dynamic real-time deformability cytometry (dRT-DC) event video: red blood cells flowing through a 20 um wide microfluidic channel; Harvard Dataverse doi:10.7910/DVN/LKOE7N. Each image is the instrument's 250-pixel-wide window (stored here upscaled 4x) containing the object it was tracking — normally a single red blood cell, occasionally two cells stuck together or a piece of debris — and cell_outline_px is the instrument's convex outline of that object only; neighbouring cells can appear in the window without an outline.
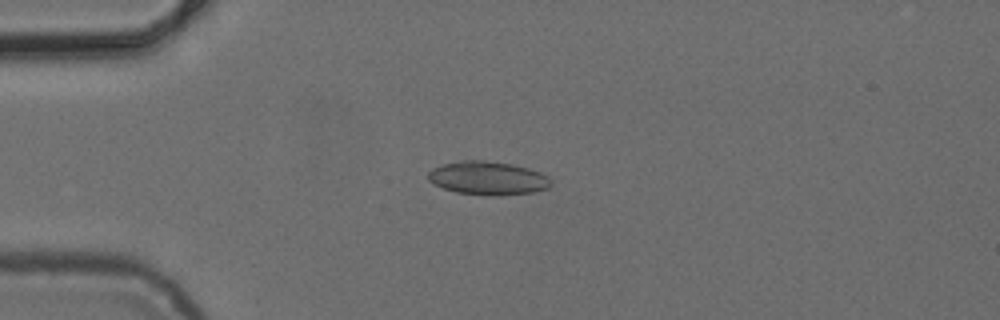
{"species": "common noctule bat (a hibernating species)", "species_latin": "Nyctalus noctula", "temperature_condition": "cold", "stored_images_in_passage": 6, "camera_frame_rate_fps": 3000, "um_per_image_px": 0.085, "animal": {"sex": "female", "body_mass_g": 24.6, "forearm_length_mm": 56.2}, "frame": {"image": 1, "passage_image": 4, "time_ms": 3.667, "image_size_px": [1000, 320], "cell_outline_px": [[552, 184], [548, 188], [532, 192], [500, 196], [488, 196], [456, 192], [432, 184], [428, 180], [428, 172], [432, 168], [444, 164], [460, 160], [480, 160], [512, 164], [528, 168], [540, 172], [548, 176], [552, 180]], "centroid_in_image_um": [41.47, 15.15], "position_along_channel_um": 43.5, "area_um2": 24.16}}
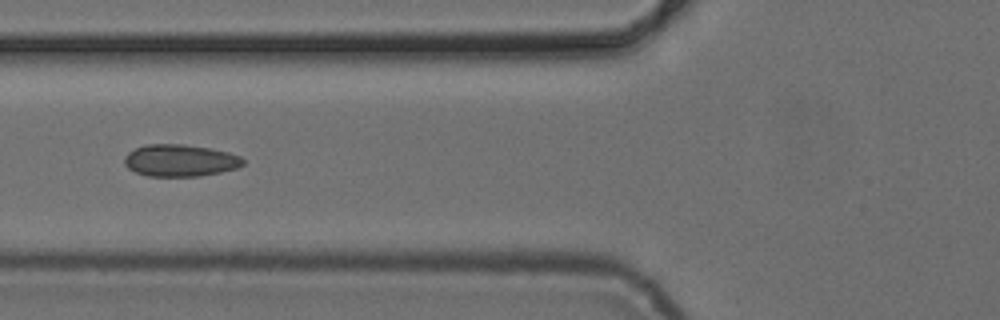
{"frame": {"image": 2, "passage_image": 6, "time_ms": 6.0, "image_size_px": [1000, 320], "cell_outline_px": [[244, 164], [236, 168], [220, 172], [200, 176], [148, 176], [136, 172], [128, 168], [124, 164], [124, 156], [128, 152], [136, 148], [148, 144], [184, 144], [208, 148], [228, 152], [240, 156], [244, 160]], "centroid_in_image_um": [15.29, 13.64], "position_along_channel_um": 110.5, "area_um2": 22.08}}